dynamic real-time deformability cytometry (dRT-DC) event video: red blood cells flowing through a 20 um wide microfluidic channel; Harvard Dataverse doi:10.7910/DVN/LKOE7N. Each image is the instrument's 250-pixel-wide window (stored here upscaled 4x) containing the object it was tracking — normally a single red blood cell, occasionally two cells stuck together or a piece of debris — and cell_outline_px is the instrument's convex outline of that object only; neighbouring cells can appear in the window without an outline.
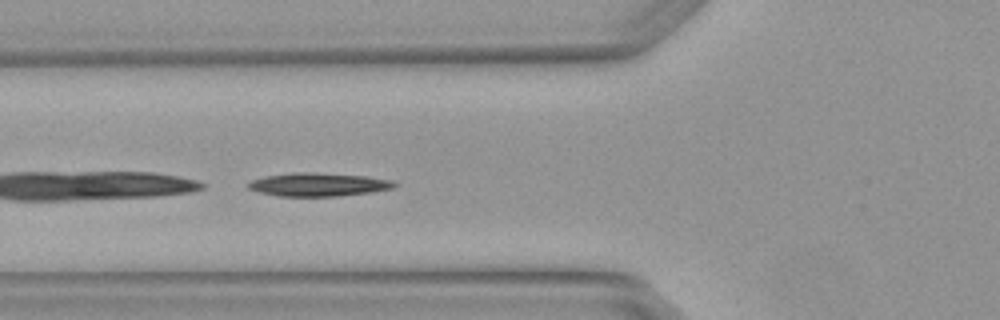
{"species": "Egyptian fruit bat (a non-hibernating species)", "species_latin": "Rousettus aegyptiacus", "temperature_condition": "warm", "stored_images_in_passage": 3, "camera_frame_rate_fps": 3000, "um_per_image_px": 0.085, "animal": {"sex": "female"}, "frame": {"image": 1, "passage_image": 3, "time_ms": 0.667, "image_size_px": [1000, 320], "cell_outline_px": [[400, 184], [392, 188], [372, 192], [336, 196], [276, 196], [260, 192], [248, 188], [244, 184], [248, 180], [264, 176], [292, 172], [304, 172], [368, 176], [392, 180]], "centroid_in_image_um": [27.01, 15.68], "position_along_channel_um": 98.8, "area_um2": 20.11}}